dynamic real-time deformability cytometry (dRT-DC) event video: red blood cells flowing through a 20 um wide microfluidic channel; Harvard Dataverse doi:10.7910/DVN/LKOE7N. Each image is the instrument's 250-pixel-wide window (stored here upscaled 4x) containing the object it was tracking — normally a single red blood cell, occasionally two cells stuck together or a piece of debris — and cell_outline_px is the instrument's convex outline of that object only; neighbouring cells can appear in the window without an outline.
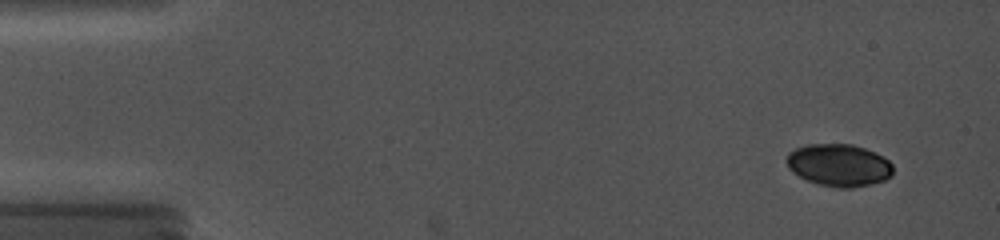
{"species": "common noctule bat (a hibernating species)", "species_latin": "Nyctalus noctula", "temperature_condition": "cold", "stored_images_in_passage": 8, "camera_frame_rate_fps": 5000, "um_per_image_px": 0.085, "animal": {"sex": "female", "body_mass_g": 19.0, "forearm_length_mm": 56.7}, "frame": {"image": 1, "passage_image": 6, "time_ms": 1.2, "image_size_px": [1000, 240], "cell_outline_px": [[892, 176], [884, 180], [852, 188], [836, 188], [816, 184], [792, 172], [788, 168], [788, 152], [796, 148], [808, 144], [852, 144], [864, 148], [884, 156], [892, 164]], "centroid_in_image_um": [71.31, 14.04], "position_along_channel_um": 13.7, "area_um2": 26.24}}